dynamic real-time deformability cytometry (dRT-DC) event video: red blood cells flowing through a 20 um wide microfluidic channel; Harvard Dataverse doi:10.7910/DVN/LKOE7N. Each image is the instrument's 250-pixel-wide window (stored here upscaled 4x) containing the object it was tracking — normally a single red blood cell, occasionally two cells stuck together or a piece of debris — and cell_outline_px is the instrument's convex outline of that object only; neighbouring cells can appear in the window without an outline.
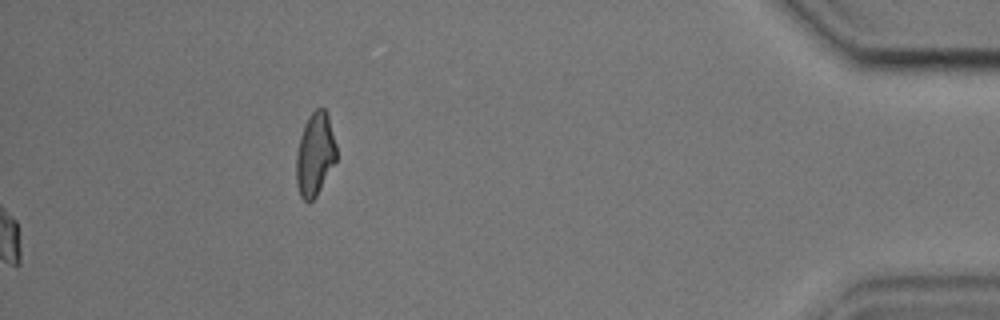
{"species": "common noctule bat (a hibernating species)", "species_latin": "Nyctalus noctula", "temperature_condition": "cold", "stored_images_in_passage": 43, "camera_frame_rate_fps": 3000, "um_per_image_px": 0.085, "animal": {"sex": "male", "body_mass_g": 17.9, "forearm_length_mm": 54.2}, "frame": {"image": 1, "passage_image": 43, "time_ms": 14.0, "image_size_px": [1000, 320], "cell_outline_px": [[336, 160], [316, 196], [308, 204], [300, 196], [296, 184], [296, 152], [300, 136], [304, 124], [308, 116], [316, 108], [324, 108], [328, 116], [336, 144]], "centroid_in_image_um": [26.75, 13.12], "position_along_channel_um": 408.4, "area_um2": 19.48}, "authors_computed_cell_mechanics": {"area_um2": 19.941, "velocity_mm_per_s": 3.6299, "shape_relaxation_time_tau1_ms": 5.1768, "shape_relaxation_time_tau2_ms": 6.7124, "deformation_change_tau1": 0.1263, "deformation_change_tau2": 0.1197}}